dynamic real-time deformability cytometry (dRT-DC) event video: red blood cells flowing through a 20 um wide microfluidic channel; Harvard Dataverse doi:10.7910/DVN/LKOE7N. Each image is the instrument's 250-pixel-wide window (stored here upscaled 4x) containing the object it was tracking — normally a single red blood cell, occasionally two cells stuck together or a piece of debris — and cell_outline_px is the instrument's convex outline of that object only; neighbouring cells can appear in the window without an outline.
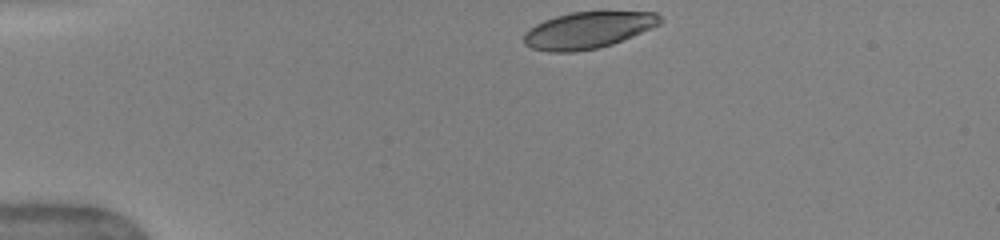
{"species": "human", "species_latin": "Homo sapiens", "temperature_condition": "warm", "stored_images_in_passage": 36, "camera_frame_rate_fps": 3000, "um_per_image_px": 0.085, "donor": {"sex": "female"}, "frame": {"image": 1, "passage_image": 1, "time_ms": 0.0, "image_size_px": [1000, 240], "cell_outline_px": [[664, 20], [660, 24], [652, 28], [612, 44], [596, 48], [572, 52], [548, 52], [532, 48], [524, 44], [524, 32], [536, 24], [544, 20], [556, 16], [572, 12], [656, 12]], "centroid_in_image_um": [49.97, 2.56], "position_along_channel_um": 35.0, "area_um2": 28.9}}
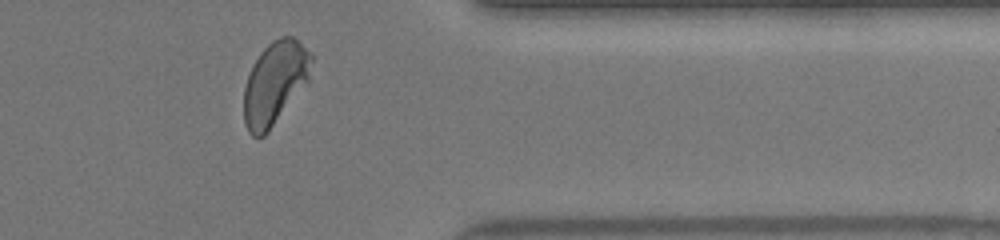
{"frame": {"image": 2, "passage_image": 32, "time_ms": 10.333, "image_size_px": [1000, 240], "cell_outline_px": [[312, 60], [308, 80], [268, 132], [264, 136], [252, 136], [248, 132], [244, 124], [244, 88], [248, 76], [260, 52], [272, 40], [280, 36], [292, 36], [312, 56]], "centroid_in_image_um": [23.33, 7.07], "position_along_channel_um": 388.1, "area_um2": 32.02}, "authors_computed_cell_mechanics": {"area_um2": 32.079, "velocity_mm_per_s": 4.0447, "shape_relaxation_time_tau1_ms": 3.2108, "shape_relaxation_time_tau2_ms": null, "deformation_change_tau1": 0.1718, "deformation_change_tau2": null}}